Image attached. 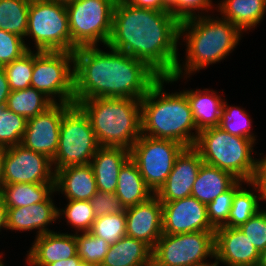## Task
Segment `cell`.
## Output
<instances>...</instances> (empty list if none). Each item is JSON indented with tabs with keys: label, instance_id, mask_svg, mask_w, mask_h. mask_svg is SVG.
<instances>
[{
	"label": "cell",
	"instance_id": "26",
	"mask_svg": "<svg viewBox=\"0 0 266 266\" xmlns=\"http://www.w3.org/2000/svg\"><path fill=\"white\" fill-rule=\"evenodd\" d=\"M184 92L199 132L207 128L219 126L224 102L220 96L214 95L215 91L211 90V94L208 89H204L205 93L198 89L196 91L188 90Z\"/></svg>",
	"mask_w": 266,
	"mask_h": 266
},
{
	"label": "cell",
	"instance_id": "27",
	"mask_svg": "<svg viewBox=\"0 0 266 266\" xmlns=\"http://www.w3.org/2000/svg\"><path fill=\"white\" fill-rule=\"evenodd\" d=\"M219 10L223 19L236 25L241 31L255 27L266 11V0H223Z\"/></svg>",
	"mask_w": 266,
	"mask_h": 266
},
{
	"label": "cell",
	"instance_id": "51",
	"mask_svg": "<svg viewBox=\"0 0 266 266\" xmlns=\"http://www.w3.org/2000/svg\"><path fill=\"white\" fill-rule=\"evenodd\" d=\"M72 266H90L83 262L82 260L80 262H72Z\"/></svg>",
	"mask_w": 266,
	"mask_h": 266
},
{
	"label": "cell",
	"instance_id": "50",
	"mask_svg": "<svg viewBox=\"0 0 266 266\" xmlns=\"http://www.w3.org/2000/svg\"><path fill=\"white\" fill-rule=\"evenodd\" d=\"M218 264H219V262L216 260L213 264L203 262V263L192 265V266H218Z\"/></svg>",
	"mask_w": 266,
	"mask_h": 266
},
{
	"label": "cell",
	"instance_id": "49",
	"mask_svg": "<svg viewBox=\"0 0 266 266\" xmlns=\"http://www.w3.org/2000/svg\"><path fill=\"white\" fill-rule=\"evenodd\" d=\"M258 266H266V248L260 253Z\"/></svg>",
	"mask_w": 266,
	"mask_h": 266
},
{
	"label": "cell",
	"instance_id": "54",
	"mask_svg": "<svg viewBox=\"0 0 266 266\" xmlns=\"http://www.w3.org/2000/svg\"><path fill=\"white\" fill-rule=\"evenodd\" d=\"M0 266H4L3 262L1 261V258H0Z\"/></svg>",
	"mask_w": 266,
	"mask_h": 266
},
{
	"label": "cell",
	"instance_id": "13",
	"mask_svg": "<svg viewBox=\"0 0 266 266\" xmlns=\"http://www.w3.org/2000/svg\"><path fill=\"white\" fill-rule=\"evenodd\" d=\"M52 160L22 144L5 148L3 160L4 185L15 183L55 184Z\"/></svg>",
	"mask_w": 266,
	"mask_h": 266
},
{
	"label": "cell",
	"instance_id": "19",
	"mask_svg": "<svg viewBox=\"0 0 266 266\" xmlns=\"http://www.w3.org/2000/svg\"><path fill=\"white\" fill-rule=\"evenodd\" d=\"M27 262L32 266H47L61 259H69L77 255L75 234L56 232L45 233L36 237Z\"/></svg>",
	"mask_w": 266,
	"mask_h": 266
},
{
	"label": "cell",
	"instance_id": "12",
	"mask_svg": "<svg viewBox=\"0 0 266 266\" xmlns=\"http://www.w3.org/2000/svg\"><path fill=\"white\" fill-rule=\"evenodd\" d=\"M215 256L214 232L162 234L152 250V266H192Z\"/></svg>",
	"mask_w": 266,
	"mask_h": 266
},
{
	"label": "cell",
	"instance_id": "53",
	"mask_svg": "<svg viewBox=\"0 0 266 266\" xmlns=\"http://www.w3.org/2000/svg\"><path fill=\"white\" fill-rule=\"evenodd\" d=\"M55 1L63 2V3H67V2H70L71 0H55Z\"/></svg>",
	"mask_w": 266,
	"mask_h": 266
},
{
	"label": "cell",
	"instance_id": "2",
	"mask_svg": "<svg viewBox=\"0 0 266 266\" xmlns=\"http://www.w3.org/2000/svg\"><path fill=\"white\" fill-rule=\"evenodd\" d=\"M84 46L74 52V103L93 98L141 100L160 77L144 61L109 48Z\"/></svg>",
	"mask_w": 266,
	"mask_h": 266
},
{
	"label": "cell",
	"instance_id": "20",
	"mask_svg": "<svg viewBox=\"0 0 266 266\" xmlns=\"http://www.w3.org/2000/svg\"><path fill=\"white\" fill-rule=\"evenodd\" d=\"M49 196L45 201L31 206L7 210V230L29 231L39 229L37 237L52 232L46 225L58 219V210ZM57 218V219H56Z\"/></svg>",
	"mask_w": 266,
	"mask_h": 266
},
{
	"label": "cell",
	"instance_id": "5",
	"mask_svg": "<svg viewBox=\"0 0 266 266\" xmlns=\"http://www.w3.org/2000/svg\"><path fill=\"white\" fill-rule=\"evenodd\" d=\"M221 19L198 14L180 22V36L188 32H185L184 38L187 40L186 74L221 61L238 44L241 30L228 20Z\"/></svg>",
	"mask_w": 266,
	"mask_h": 266
},
{
	"label": "cell",
	"instance_id": "37",
	"mask_svg": "<svg viewBox=\"0 0 266 266\" xmlns=\"http://www.w3.org/2000/svg\"><path fill=\"white\" fill-rule=\"evenodd\" d=\"M63 212V213H62ZM64 214L67 222L78 231L90 232L96 219L90 201L69 200L65 210H58V217Z\"/></svg>",
	"mask_w": 266,
	"mask_h": 266
},
{
	"label": "cell",
	"instance_id": "25",
	"mask_svg": "<svg viewBox=\"0 0 266 266\" xmlns=\"http://www.w3.org/2000/svg\"><path fill=\"white\" fill-rule=\"evenodd\" d=\"M145 184L136 163L129 158L121 167L115 194L125 209L147 201L153 193Z\"/></svg>",
	"mask_w": 266,
	"mask_h": 266
},
{
	"label": "cell",
	"instance_id": "40",
	"mask_svg": "<svg viewBox=\"0 0 266 266\" xmlns=\"http://www.w3.org/2000/svg\"><path fill=\"white\" fill-rule=\"evenodd\" d=\"M239 229L248 237L259 253L266 248V211L261 209Z\"/></svg>",
	"mask_w": 266,
	"mask_h": 266
},
{
	"label": "cell",
	"instance_id": "15",
	"mask_svg": "<svg viewBox=\"0 0 266 266\" xmlns=\"http://www.w3.org/2000/svg\"><path fill=\"white\" fill-rule=\"evenodd\" d=\"M64 103H54L45 112L27 120L21 144L53 160L60 137Z\"/></svg>",
	"mask_w": 266,
	"mask_h": 266
},
{
	"label": "cell",
	"instance_id": "52",
	"mask_svg": "<svg viewBox=\"0 0 266 266\" xmlns=\"http://www.w3.org/2000/svg\"><path fill=\"white\" fill-rule=\"evenodd\" d=\"M175 0H162L163 4L168 8Z\"/></svg>",
	"mask_w": 266,
	"mask_h": 266
},
{
	"label": "cell",
	"instance_id": "11",
	"mask_svg": "<svg viewBox=\"0 0 266 266\" xmlns=\"http://www.w3.org/2000/svg\"><path fill=\"white\" fill-rule=\"evenodd\" d=\"M184 145L170 139L139 137L130 149V158L138 166L147 187L156 194L164 185Z\"/></svg>",
	"mask_w": 266,
	"mask_h": 266
},
{
	"label": "cell",
	"instance_id": "36",
	"mask_svg": "<svg viewBox=\"0 0 266 266\" xmlns=\"http://www.w3.org/2000/svg\"><path fill=\"white\" fill-rule=\"evenodd\" d=\"M247 113L240 107L227 106L223 103L219 127L231 135L245 137L255 142V136L250 133L251 119H248Z\"/></svg>",
	"mask_w": 266,
	"mask_h": 266
},
{
	"label": "cell",
	"instance_id": "46",
	"mask_svg": "<svg viewBox=\"0 0 266 266\" xmlns=\"http://www.w3.org/2000/svg\"><path fill=\"white\" fill-rule=\"evenodd\" d=\"M7 210L3 197L0 194V229H7Z\"/></svg>",
	"mask_w": 266,
	"mask_h": 266
},
{
	"label": "cell",
	"instance_id": "42",
	"mask_svg": "<svg viewBox=\"0 0 266 266\" xmlns=\"http://www.w3.org/2000/svg\"><path fill=\"white\" fill-rule=\"evenodd\" d=\"M211 0H175L169 7V12L180 22L197 16L195 10L211 9Z\"/></svg>",
	"mask_w": 266,
	"mask_h": 266
},
{
	"label": "cell",
	"instance_id": "45",
	"mask_svg": "<svg viewBox=\"0 0 266 266\" xmlns=\"http://www.w3.org/2000/svg\"><path fill=\"white\" fill-rule=\"evenodd\" d=\"M10 87L3 68L0 70V105H6L8 96L10 95Z\"/></svg>",
	"mask_w": 266,
	"mask_h": 266
},
{
	"label": "cell",
	"instance_id": "47",
	"mask_svg": "<svg viewBox=\"0 0 266 266\" xmlns=\"http://www.w3.org/2000/svg\"><path fill=\"white\" fill-rule=\"evenodd\" d=\"M81 259L78 255L69 258V259H61L59 261H56L54 263H50L47 266H72V262H80Z\"/></svg>",
	"mask_w": 266,
	"mask_h": 266
},
{
	"label": "cell",
	"instance_id": "14",
	"mask_svg": "<svg viewBox=\"0 0 266 266\" xmlns=\"http://www.w3.org/2000/svg\"><path fill=\"white\" fill-rule=\"evenodd\" d=\"M162 203L163 234L197 231L215 232L207 216V205L193 196Z\"/></svg>",
	"mask_w": 266,
	"mask_h": 266
},
{
	"label": "cell",
	"instance_id": "21",
	"mask_svg": "<svg viewBox=\"0 0 266 266\" xmlns=\"http://www.w3.org/2000/svg\"><path fill=\"white\" fill-rule=\"evenodd\" d=\"M129 158L130 150L127 148L101 146L90 161L97 190L115 193L119 171Z\"/></svg>",
	"mask_w": 266,
	"mask_h": 266
},
{
	"label": "cell",
	"instance_id": "18",
	"mask_svg": "<svg viewBox=\"0 0 266 266\" xmlns=\"http://www.w3.org/2000/svg\"><path fill=\"white\" fill-rule=\"evenodd\" d=\"M214 248V258L227 266H257L259 263V251L239 228H217Z\"/></svg>",
	"mask_w": 266,
	"mask_h": 266
},
{
	"label": "cell",
	"instance_id": "9",
	"mask_svg": "<svg viewBox=\"0 0 266 266\" xmlns=\"http://www.w3.org/2000/svg\"><path fill=\"white\" fill-rule=\"evenodd\" d=\"M37 51L71 52V35L66 5L55 0H30L26 36Z\"/></svg>",
	"mask_w": 266,
	"mask_h": 266
},
{
	"label": "cell",
	"instance_id": "17",
	"mask_svg": "<svg viewBox=\"0 0 266 266\" xmlns=\"http://www.w3.org/2000/svg\"><path fill=\"white\" fill-rule=\"evenodd\" d=\"M126 236L141 240L152 249L163 234L162 203L153 194L147 201L125 210Z\"/></svg>",
	"mask_w": 266,
	"mask_h": 266
},
{
	"label": "cell",
	"instance_id": "38",
	"mask_svg": "<svg viewBox=\"0 0 266 266\" xmlns=\"http://www.w3.org/2000/svg\"><path fill=\"white\" fill-rule=\"evenodd\" d=\"M245 182L238 180L229 190L217 196L211 203L207 205V216L212 227L216 230L225 227L228 223V216L232 208V200L235 192Z\"/></svg>",
	"mask_w": 266,
	"mask_h": 266
},
{
	"label": "cell",
	"instance_id": "30",
	"mask_svg": "<svg viewBox=\"0 0 266 266\" xmlns=\"http://www.w3.org/2000/svg\"><path fill=\"white\" fill-rule=\"evenodd\" d=\"M29 5L30 0H0V29L24 38Z\"/></svg>",
	"mask_w": 266,
	"mask_h": 266
},
{
	"label": "cell",
	"instance_id": "24",
	"mask_svg": "<svg viewBox=\"0 0 266 266\" xmlns=\"http://www.w3.org/2000/svg\"><path fill=\"white\" fill-rule=\"evenodd\" d=\"M238 181L232 174L218 167L202 163L193 184L191 196L208 205Z\"/></svg>",
	"mask_w": 266,
	"mask_h": 266
},
{
	"label": "cell",
	"instance_id": "8",
	"mask_svg": "<svg viewBox=\"0 0 266 266\" xmlns=\"http://www.w3.org/2000/svg\"><path fill=\"white\" fill-rule=\"evenodd\" d=\"M117 0H71L65 3L68 15L71 52L79 47L107 45L112 32Z\"/></svg>",
	"mask_w": 266,
	"mask_h": 266
},
{
	"label": "cell",
	"instance_id": "48",
	"mask_svg": "<svg viewBox=\"0 0 266 266\" xmlns=\"http://www.w3.org/2000/svg\"><path fill=\"white\" fill-rule=\"evenodd\" d=\"M4 154H5V148L0 147V194L4 186V177H3Z\"/></svg>",
	"mask_w": 266,
	"mask_h": 266
},
{
	"label": "cell",
	"instance_id": "31",
	"mask_svg": "<svg viewBox=\"0 0 266 266\" xmlns=\"http://www.w3.org/2000/svg\"><path fill=\"white\" fill-rule=\"evenodd\" d=\"M259 196L240 187L234 194L232 208L225 227L239 228L259 212Z\"/></svg>",
	"mask_w": 266,
	"mask_h": 266
},
{
	"label": "cell",
	"instance_id": "28",
	"mask_svg": "<svg viewBox=\"0 0 266 266\" xmlns=\"http://www.w3.org/2000/svg\"><path fill=\"white\" fill-rule=\"evenodd\" d=\"M53 192H55V184L15 183L4 185L1 196L9 209L43 202Z\"/></svg>",
	"mask_w": 266,
	"mask_h": 266
},
{
	"label": "cell",
	"instance_id": "43",
	"mask_svg": "<svg viewBox=\"0 0 266 266\" xmlns=\"http://www.w3.org/2000/svg\"><path fill=\"white\" fill-rule=\"evenodd\" d=\"M247 184H251L260 193L259 200L266 201V157L258 161L253 177Z\"/></svg>",
	"mask_w": 266,
	"mask_h": 266
},
{
	"label": "cell",
	"instance_id": "41",
	"mask_svg": "<svg viewBox=\"0 0 266 266\" xmlns=\"http://www.w3.org/2000/svg\"><path fill=\"white\" fill-rule=\"evenodd\" d=\"M90 202L94 208L96 218L108 214L122 213L126 210L115 193L97 190L95 195L90 199Z\"/></svg>",
	"mask_w": 266,
	"mask_h": 266
},
{
	"label": "cell",
	"instance_id": "32",
	"mask_svg": "<svg viewBox=\"0 0 266 266\" xmlns=\"http://www.w3.org/2000/svg\"><path fill=\"white\" fill-rule=\"evenodd\" d=\"M27 126V119L0 105V147L19 145Z\"/></svg>",
	"mask_w": 266,
	"mask_h": 266
},
{
	"label": "cell",
	"instance_id": "6",
	"mask_svg": "<svg viewBox=\"0 0 266 266\" xmlns=\"http://www.w3.org/2000/svg\"><path fill=\"white\" fill-rule=\"evenodd\" d=\"M253 143L251 139L231 135L217 126L200 131L193 147L203 163L227 171L247 183L259 161L251 156Z\"/></svg>",
	"mask_w": 266,
	"mask_h": 266
},
{
	"label": "cell",
	"instance_id": "33",
	"mask_svg": "<svg viewBox=\"0 0 266 266\" xmlns=\"http://www.w3.org/2000/svg\"><path fill=\"white\" fill-rule=\"evenodd\" d=\"M77 255L90 266H100L109 250L110 244L104 239L93 235L91 232L75 234Z\"/></svg>",
	"mask_w": 266,
	"mask_h": 266
},
{
	"label": "cell",
	"instance_id": "39",
	"mask_svg": "<svg viewBox=\"0 0 266 266\" xmlns=\"http://www.w3.org/2000/svg\"><path fill=\"white\" fill-rule=\"evenodd\" d=\"M30 48L25 45L23 38L0 29V66L13 62L27 53Z\"/></svg>",
	"mask_w": 266,
	"mask_h": 266
},
{
	"label": "cell",
	"instance_id": "35",
	"mask_svg": "<svg viewBox=\"0 0 266 266\" xmlns=\"http://www.w3.org/2000/svg\"><path fill=\"white\" fill-rule=\"evenodd\" d=\"M93 235L104 239L107 243L114 244L126 236V215L125 212L108 214L94 220L90 231Z\"/></svg>",
	"mask_w": 266,
	"mask_h": 266
},
{
	"label": "cell",
	"instance_id": "3",
	"mask_svg": "<svg viewBox=\"0 0 266 266\" xmlns=\"http://www.w3.org/2000/svg\"><path fill=\"white\" fill-rule=\"evenodd\" d=\"M164 82L169 83V77H159L141 99V134L193 147L199 131L187 96L184 91L165 93ZM194 129L197 135H191L190 131Z\"/></svg>",
	"mask_w": 266,
	"mask_h": 266
},
{
	"label": "cell",
	"instance_id": "22",
	"mask_svg": "<svg viewBox=\"0 0 266 266\" xmlns=\"http://www.w3.org/2000/svg\"><path fill=\"white\" fill-rule=\"evenodd\" d=\"M55 191H63L68 200L90 201L97 191L91 165L58 169L55 172Z\"/></svg>",
	"mask_w": 266,
	"mask_h": 266
},
{
	"label": "cell",
	"instance_id": "4",
	"mask_svg": "<svg viewBox=\"0 0 266 266\" xmlns=\"http://www.w3.org/2000/svg\"><path fill=\"white\" fill-rule=\"evenodd\" d=\"M78 105L89 117L100 146L131 149L141 136V100L93 98Z\"/></svg>",
	"mask_w": 266,
	"mask_h": 266
},
{
	"label": "cell",
	"instance_id": "23",
	"mask_svg": "<svg viewBox=\"0 0 266 266\" xmlns=\"http://www.w3.org/2000/svg\"><path fill=\"white\" fill-rule=\"evenodd\" d=\"M152 250L145 242L125 236L110 245L100 266H152Z\"/></svg>",
	"mask_w": 266,
	"mask_h": 266
},
{
	"label": "cell",
	"instance_id": "1",
	"mask_svg": "<svg viewBox=\"0 0 266 266\" xmlns=\"http://www.w3.org/2000/svg\"><path fill=\"white\" fill-rule=\"evenodd\" d=\"M180 21L169 11L140 8L116 1L108 48L144 61L160 77L177 81L183 73L177 43Z\"/></svg>",
	"mask_w": 266,
	"mask_h": 266
},
{
	"label": "cell",
	"instance_id": "16",
	"mask_svg": "<svg viewBox=\"0 0 266 266\" xmlns=\"http://www.w3.org/2000/svg\"><path fill=\"white\" fill-rule=\"evenodd\" d=\"M202 163V158L194 147H185L177 156L166 182L155 195L161 202L191 196Z\"/></svg>",
	"mask_w": 266,
	"mask_h": 266
},
{
	"label": "cell",
	"instance_id": "29",
	"mask_svg": "<svg viewBox=\"0 0 266 266\" xmlns=\"http://www.w3.org/2000/svg\"><path fill=\"white\" fill-rule=\"evenodd\" d=\"M54 103L34 87L11 91L6 107L27 120L45 112Z\"/></svg>",
	"mask_w": 266,
	"mask_h": 266
},
{
	"label": "cell",
	"instance_id": "34",
	"mask_svg": "<svg viewBox=\"0 0 266 266\" xmlns=\"http://www.w3.org/2000/svg\"><path fill=\"white\" fill-rule=\"evenodd\" d=\"M34 52L29 50L19 59L4 65L2 68L6 73L11 91L23 90L31 86L32 72L34 66Z\"/></svg>",
	"mask_w": 266,
	"mask_h": 266
},
{
	"label": "cell",
	"instance_id": "10",
	"mask_svg": "<svg viewBox=\"0 0 266 266\" xmlns=\"http://www.w3.org/2000/svg\"><path fill=\"white\" fill-rule=\"evenodd\" d=\"M74 63L73 52L37 51L34 54V66L31 87L42 92L53 103L52 95L59 97V103L74 104ZM53 97V98H52Z\"/></svg>",
	"mask_w": 266,
	"mask_h": 266
},
{
	"label": "cell",
	"instance_id": "44",
	"mask_svg": "<svg viewBox=\"0 0 266 266\" xmlns=\"http://www.w3.org/2000/svg\"><path fill=\"white\" fill-rule=\"evenodd\" d=\"M121 3L157 11H169L162 0H118Z\"/></svg>",
	"mask_w": 266,
	"mask_h": 266
},
{
	"label": "cell",
	"instance_id": "7",
	"mask_svg": "<svg viewBox=\"0 0 266 266\" xmlns=\"http://www.w3.org/2000/svg\"><path fill=\"white\" fill-rule=\"evenodd\" d=\"M89 117L78 104H64L60 137L52 160L55 172L58 169L90 164L100 148Z\"/></svg>",
	"mask_w": 266,
	"mask_h": 266
}]
</instances>
